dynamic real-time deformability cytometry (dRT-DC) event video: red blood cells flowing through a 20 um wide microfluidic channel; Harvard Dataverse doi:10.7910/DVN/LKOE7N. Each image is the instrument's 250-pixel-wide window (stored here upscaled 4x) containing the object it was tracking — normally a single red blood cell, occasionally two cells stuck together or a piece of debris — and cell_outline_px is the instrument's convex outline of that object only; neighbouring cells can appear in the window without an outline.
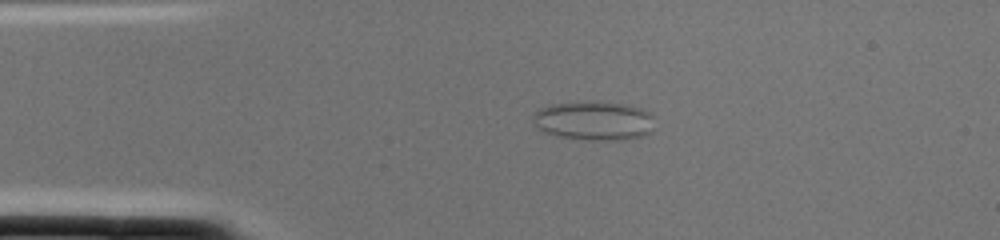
{"species": "common noctule bat (a hibernating species)", "species_latin": "Nyctalus noctula", "temperature_condition": "cold", "stored_images_in_passage": 2, "camera_frame_rate_fps": 3000, "um_per_image_px": 0.085, "animal": {"sex": "female", "body_mass_g": 22.0, "forearm_length_mm": 56.7}, "frame": {"image": 1, "passage_image": 1, "time_ms": 0.0, "image_size_px": [1000, 240], "cell_outline_px": [[652, 132], [644, 136], [624, 140], [584, 140], [556, 136], [540, 128], [536, 124], [532, 116], [536, 108], [552, 104], [596, 100], [624, 104], [640, 108], [652, 112]], "centroid_in_image_um": [50.5, 10.25], "position_along_channel_um": 34.5, "area_um2": 28.09}}